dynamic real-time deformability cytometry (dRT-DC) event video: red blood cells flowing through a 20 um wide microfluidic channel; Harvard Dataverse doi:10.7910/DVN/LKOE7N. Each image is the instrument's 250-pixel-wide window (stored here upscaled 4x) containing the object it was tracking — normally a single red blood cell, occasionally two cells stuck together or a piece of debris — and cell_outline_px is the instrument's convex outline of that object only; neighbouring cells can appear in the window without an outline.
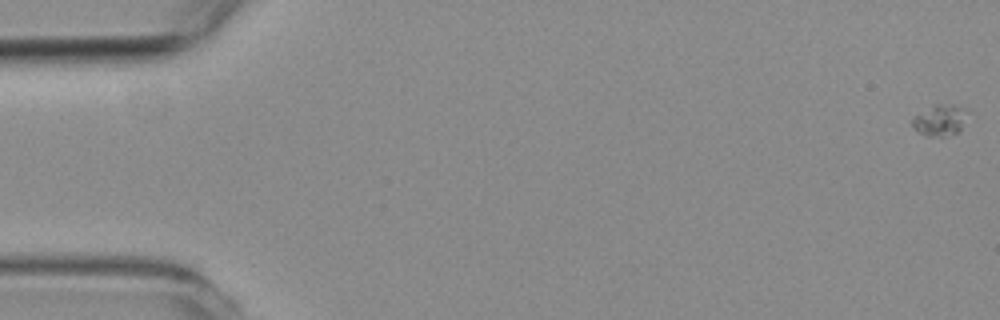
{"species": "common noctule bat (a hibernating species)", "species_latin": "Nyctalus noctula", "temperature_condition": "room temperature", "stored_images_in_passage": 33, "camera_frame_rate_fps": 3000, "um_per_image_px": 0.085, "animal": {"sex": "female", "body_mass_g": 19.3, "forearm_length_mm": 54.1}, "frame": {"image": 1, "passage_image": 1, "time_ms": 0.0, "image_size_px": [1000, 320], "cell_outline_px": [[968, 112], [960, 132], [948, 136], [924, 136], [912, 128], [912, 120], [916, 116], [936, 104], [956, 104], [964, 108]], "centroid_in_image_um": [79.93, 10.24], "position_along_channel_um": 5.1, "area_um2": 10.06}}
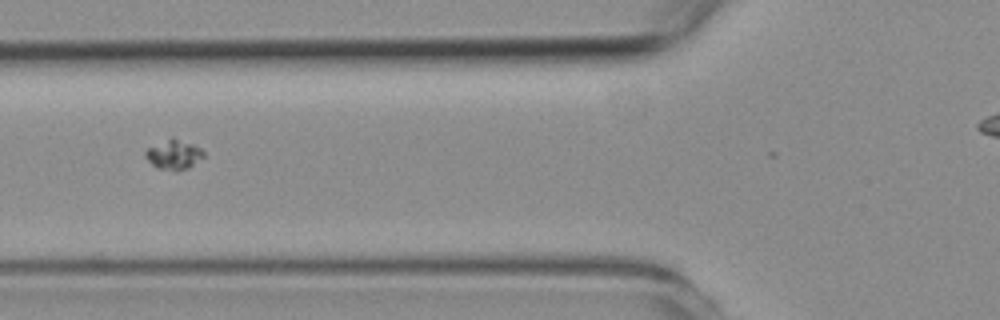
{"frame": {"image": 2, "passage_image": 23, "time_ms": 7.333, "image_size_px": [1000, 320], "cell_outline_px": [[204, 156], [188, 168], [176, 172], [156, 168], [144, 156], [144, 152], [148, 148], [172, 136], [192, 144], [200, 148], [204, 152]], "centroid_in_image_um": [14.75, 13.15], "position_along_channel_um": 111.0, "area_um2": 10.12}}
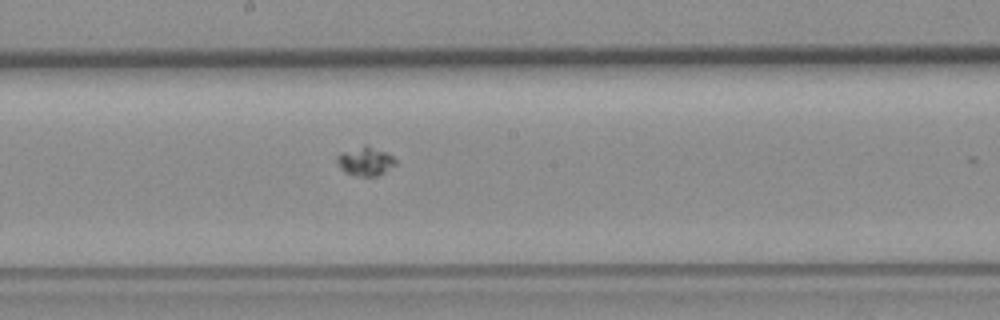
{"frame": {"image": 3, "passage_image": 32, "time_ms": 10.333, "image_size_px": [1000, 320], "cell_outline_px": [[396, 164], [384, 172], [376, 176], [360, 176], [344, 172], [340, 168], [336, 160], [336, 156], [340, 152], [364, 144], [368, 144], [388, 152], [396, 160]], "centroid_in_image_um": [31.04, 13.67], "position_along_channel_um": 217.2, "area_um2": 10.06}}